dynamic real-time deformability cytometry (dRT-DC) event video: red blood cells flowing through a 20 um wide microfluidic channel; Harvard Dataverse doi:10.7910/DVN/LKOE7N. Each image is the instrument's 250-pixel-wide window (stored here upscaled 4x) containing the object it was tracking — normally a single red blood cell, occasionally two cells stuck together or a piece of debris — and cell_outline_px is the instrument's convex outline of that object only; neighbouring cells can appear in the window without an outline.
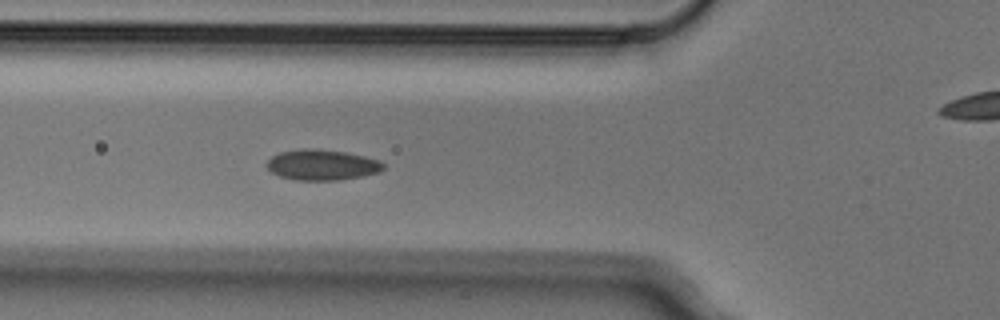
{"species": "Egyptian fruit bat (a non-hibernating species)", "species_latin": "Rousettus aegyptiacus", "temperature_condition": "cold", "stored_images_in_passage": 6, "segment_of_instrument_passage": [1, 2], "camera_frame_rate_fps": 3000, "um_per_image_px": 0.085, "animal": {"sex": "male"}, "frame": {"image": 1, "passage_image": 5, "time_ms": 1.333, "image_size_px": [1000, 320], "cell_outline_px": [[384, 168], [380, 172], [364, 176], [340, 180], [296, 180], [280, 176], [272, 172], [268, 168], [268, 160], [272, 156], [280, 152], [304, 148], [312, 148], [344, 152], [364, 156], [380, 160], [384, 164]], "centroid_in_image_um": [27.41, 14.02], "position_along_channel_um": 98.4, "area_um2": 20.75}}